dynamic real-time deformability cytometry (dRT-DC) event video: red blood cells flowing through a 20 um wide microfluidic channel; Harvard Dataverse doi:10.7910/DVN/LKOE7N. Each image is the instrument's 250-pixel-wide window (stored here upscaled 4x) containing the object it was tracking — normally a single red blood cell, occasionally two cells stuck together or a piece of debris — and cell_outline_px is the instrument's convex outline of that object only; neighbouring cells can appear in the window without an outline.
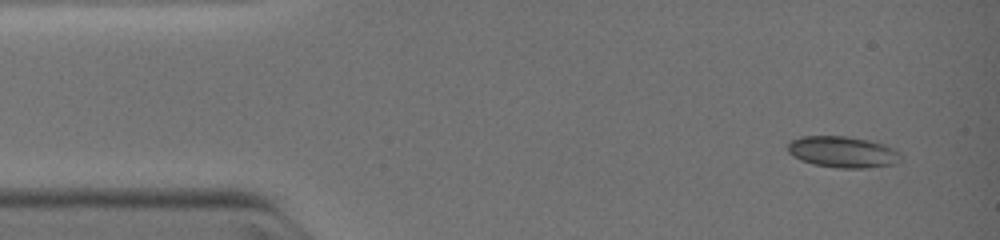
{"species": "common noctule bat (a hibernating species)", "species_latin": "Nyctalus noctula", "temperature_condition": "warm", "stored_images_in_passage": 23, "camera_frame_rate_fps": 3000, "um_per_image_px": 0.085, "animal": {"sex": "female", "body_mass_g": 19.0, "forearm_length_mm": 51.5}, "frame": {"image": 1, "passage_image": 1, "time_ms": 0.0, "image_size_px": [1000, 240], "cell_outline_px": [[896, 152], [892, 164], [864, 168], [840, 168], [812, 164], [800, 160], [788, 152], [788, 144], [792, 140], [800, 136], [844, 136], [864, 140], [880, 144], [892, 148]], "centroid_in_image_um": [71.46, 12.91], "position_along_channel_um": 13.5, "area_um2": 19.77}}
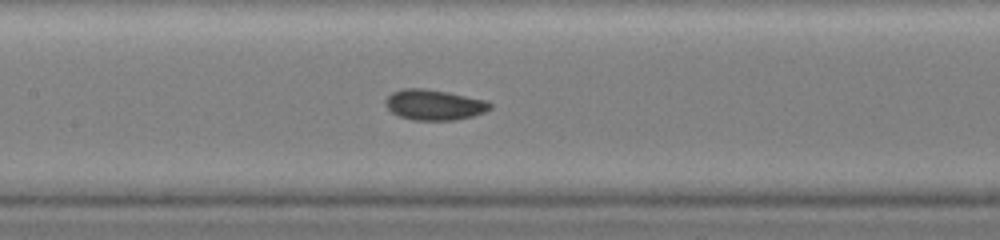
{"frame": {"image": 2, "passage_image": 14, "time_ms": 5.0, "image_size_px": [1000, 240], "cell_outline_px": [[492, 108], [484, 112], [472, 116], [456, 120], [412, 120], [400, 116], [392, 112], [384, 104], [384, 100], [392, 92], [404, 88], [424, 88], [448, 92], [484, 100], [492, 104]], "centroid_in_image_um": [36.88, 8.91], "position_along_channel_um": 170.5, "area_um2": 18.55}}
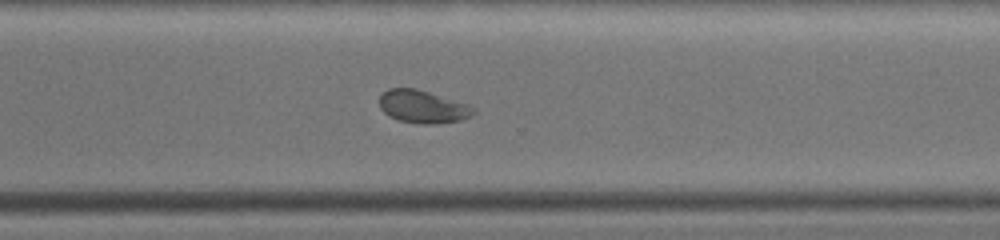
{"frame": {"image": 3, "passage_image": 23, "time_ms": 8.333, "image_size_px": [1000, 240], "cell_outline_px": [[476, 112], [472, 116], [460, 120], [436, 124], [420, 124], [400, 120], [388, 116], [380, 108], [380, 96], [388, 88], [416, 88], [468, 104]], "centroid_in_image_um": [35.93, 9.07], "position_along_channel_um": 334.7, "area_um2": 17.92}}